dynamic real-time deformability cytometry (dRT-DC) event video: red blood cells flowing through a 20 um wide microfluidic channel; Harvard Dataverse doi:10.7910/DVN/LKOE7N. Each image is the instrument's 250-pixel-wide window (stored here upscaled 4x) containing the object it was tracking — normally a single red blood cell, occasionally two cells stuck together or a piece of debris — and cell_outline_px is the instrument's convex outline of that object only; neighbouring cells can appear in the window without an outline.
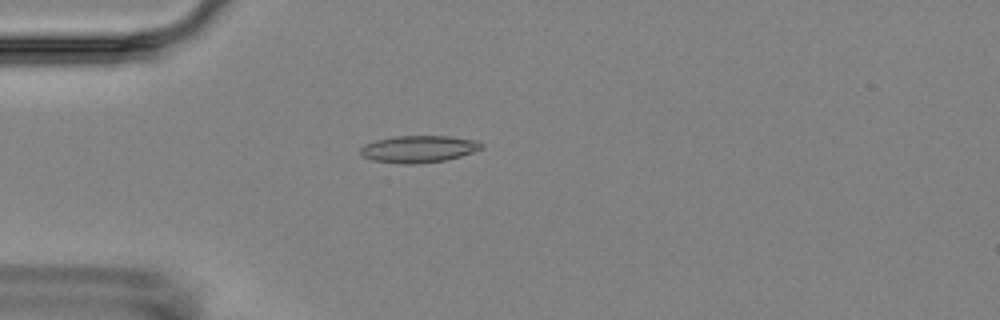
{"species": "Egyptian fruit bat (a non-hibernating species)", "species_latin": "Rousettus aegyptiacus", "temperature_condition": "room temperature", "stored_images_in_passage": 1, "camera_frame_rate_fps": 3000, "um_per_image_px": 0.085, "animal": {"sex": "female"}, "frame": {"image": 1, "passage_image": 1, "time_ms": 0.0, "image_size_px": [1000, 320], "cell_outline_px": [[484, 144], [480, 148], [472, 152], [448, 160], [416, 164], [404, 164], [372, 160], [360, 156], [360, 148], [364, 144], [376, 140], [396, 136], [448, 136], [476, 140]], "centroid_in_image_um": [35.55, 12.67], "position_along_channel_um": 49.5, "area_um2": 19.07}}